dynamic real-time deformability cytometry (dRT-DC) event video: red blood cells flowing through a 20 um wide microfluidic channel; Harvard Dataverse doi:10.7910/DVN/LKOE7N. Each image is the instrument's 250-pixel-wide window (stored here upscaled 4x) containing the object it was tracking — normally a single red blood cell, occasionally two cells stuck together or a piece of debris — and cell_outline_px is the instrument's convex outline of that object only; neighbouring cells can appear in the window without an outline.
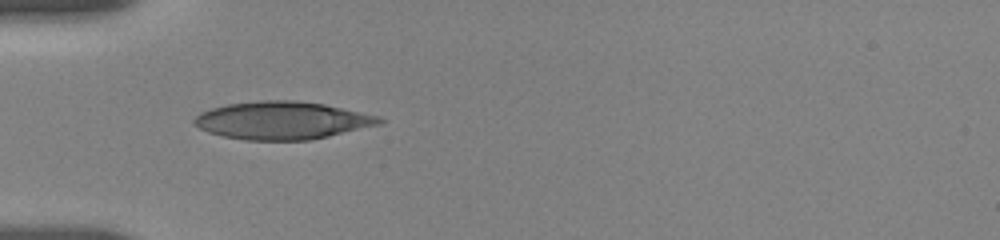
{"species": "human", "species_latin": "Homo sapiens", "temperature_condition": "room temperature", "stored_images_in_passage": 4, "camera_frame_rate_fps": 3000, "um_per_image_px": 0.085, "donor": {"sex": "female"}, "frame": {"image": 1, "passage_image": 1, "time_ms": 0.0, "image_size_px": [1000, 240], "cell_outline_px": [[384, 120], [380, 124], [312, 140], [244, 140], [224, 136], [208, 132], [192, 124], [192, 120], [200, 112], [212, 108], [228, 104], [260, 100], [296, 100], [324, 104], [380, 116]], "centroid_in_image_um": [23.97, 10.23], "position_along_channel_um": 61.0, "area_um2": 40.75}}
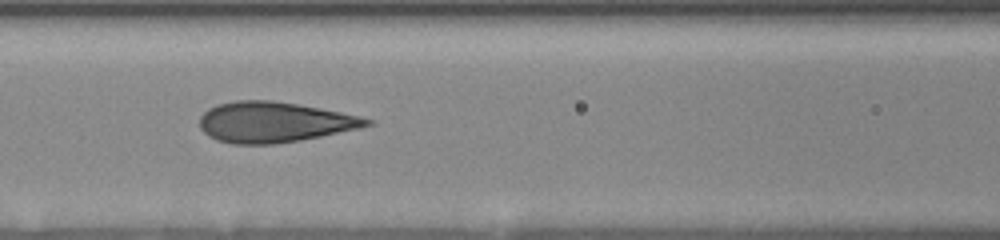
{"frame": {"image": 2, "passage_image": 3, "time_ms": 2.333, "image_size_px": [1000, 240], "cell_outline_px": [[372, 124], [360, 128], [300, 140], [276, 144], [232, 144], [216, 140], [208, 136], [200, 128], [200, 116], [208, 108], [216, 104], [236, 100], [272, 100], [320, 108], [360, 116], [372, 120]], "centroid_in_image_um": [23.25, 10.38], "position_along_channel_um": 143.3, "area_um2": 39.42}}
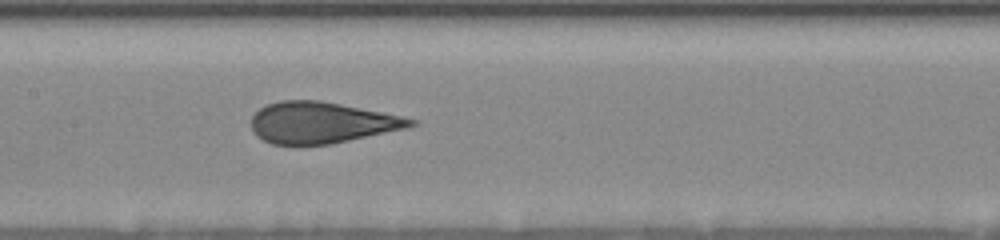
{"frame": {"image": 3, "passage_image": 4, "time_ms": 3.333, "image_size_px": [1000, 240], "cell_outline_px": [[420, 124], [408, 128], [332, 144], [272, 144], [256, 136], [252, 132], [252, 116], [260, 108], [268, 104], [280, 100], [320, 100], [420, 120]], "centroid_in_image_um": [27.35, 10.42], "position_along_channel_um": 180.0, "area_um2": 38.26}}